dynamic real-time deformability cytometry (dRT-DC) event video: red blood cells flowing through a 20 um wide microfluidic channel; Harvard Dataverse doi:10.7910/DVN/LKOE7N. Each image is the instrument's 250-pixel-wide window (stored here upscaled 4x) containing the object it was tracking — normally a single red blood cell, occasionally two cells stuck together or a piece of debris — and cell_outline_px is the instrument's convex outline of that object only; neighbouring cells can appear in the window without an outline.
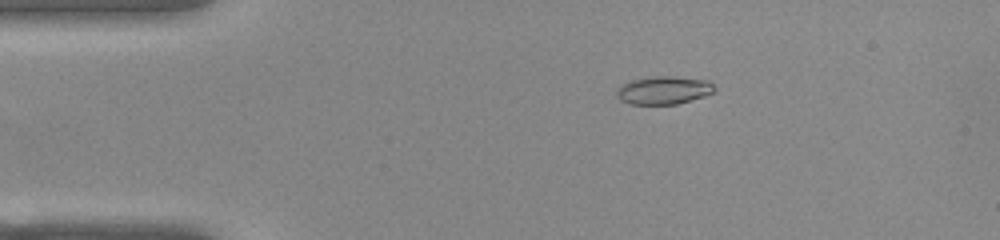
{"species": "common noctule bat (a hibernating species)", "species_latin": "Nyctalus noctula", "temperature_condition": "warm", "stored_images_in_passage": 44, "camera_frame_rate_fps": 3000, "um_per_image_px": 0.085, "animal": {"sex": "female", "body_mass_g": 22.0, "forearm_length_mm": 56.7}, "frame": {"image": 1, "passage_image": 1, "time_ms": 0.0, "image_size_px": [1000, 240], "cell_outline_px": [[716, 88], [712, 92], [704, 96], [676, 104], [632, 104], [620, 100], [616, 96], [616, 92], [624, 84], [632, 80], [652, 76], [672, 76], [708, 80]], "centroid_in_image_um": [56.42, 7.66], "position_along_channel_um": 28.6, "area_um2": 15.78}}
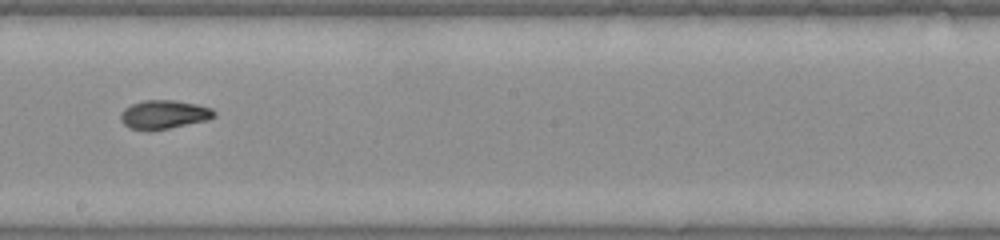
{"frame": {"image": 2, "passage_image": 21, "time_ms": 6.667, "image_size_px": [1000, 240], "cell_outline_px": [[216, 116], [208, 120], [148, 132], [128, 128], [120, 120], [120, 112], [124, 108], [132, 104], [144, 100], [176, 100], [196, 104], [212, 108], [216, 112]], "centroid_in_image_um": [13.91, 9.75], "position_along_channel_um": 234.3, "area_um2": 15.95}}
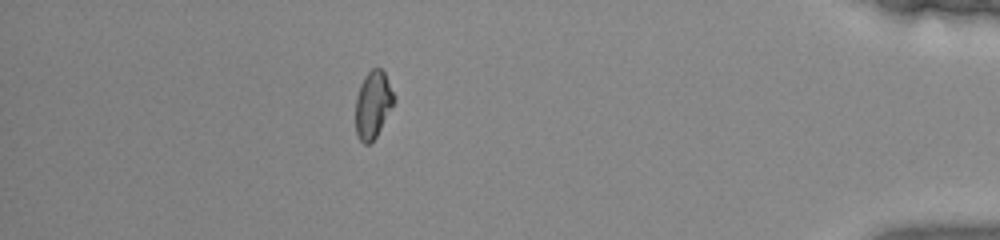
{"frame": {"image": 3, "passage_image": 38, "time_ms": 12.333, "image_size_px": [1000, 240], "cell_outline_px": [[396, 100], [376, 136], [368, 144], [364, 144], [360, 140], [356, 132], [356, 96], [360, 84], [364, 76], [372, 68], [380, 68], [384, 72]], "centroid_in_image_um": [31.69, 8.88], "position_along_channel_um": 403.5, "area_um2": 14.85}, "authors_computed_cell_mechanics": {"area_um2": 15.4904, "velocity_mm_per_s": 3.8636, "shape_relaxation_time_tau1_ms": 6.4849, "shape_relaxation_time_tau2_ms": 2.2514, "deformation_change_tau1": 0.1958, "deformation_change_tau2": 0.031}}